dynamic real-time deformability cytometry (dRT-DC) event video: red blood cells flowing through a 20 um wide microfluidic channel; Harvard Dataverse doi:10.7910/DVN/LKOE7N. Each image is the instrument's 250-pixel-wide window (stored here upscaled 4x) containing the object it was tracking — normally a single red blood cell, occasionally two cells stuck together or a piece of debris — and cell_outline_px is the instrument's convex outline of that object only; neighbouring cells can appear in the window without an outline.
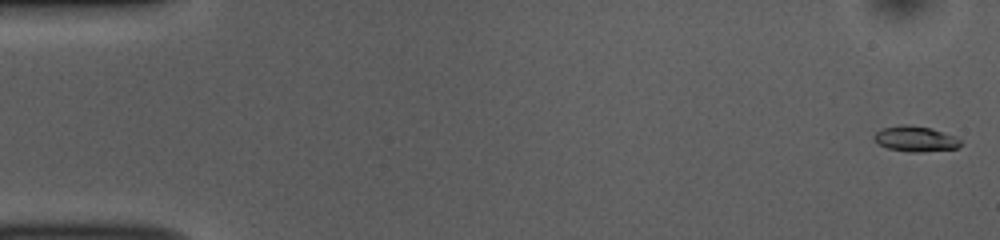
{"species": "common noctule bat (a hibernating species)", "species_latin": "Nyctalus noctula", "temperature_condition": "room temperature", "stored_images_in_passage": 52, "camera_frame_rate_fps": 3000, "um_per_image_px": 0.085, "animal": {"sex": "female", "body_mass_g": 10.0, "forearm_length_mm": 53.1}, "frame": {"image": 1, "passage_image": 1, "time_ms": 0.0, "image_size_px": [1000, 240], "cell_outline_px": [[960, 144], [956, 148], [920, 152], [908, 152], [888, 148], [876, 144], [872, 136], [880, 128], [900, 124], [904, 124], [932, 128], [944, 132], [960, 140]], "centroid_in_image_um": [77.72, 11.79], "position_along_channel_um": 7.3, "area_um2": 12.89}}
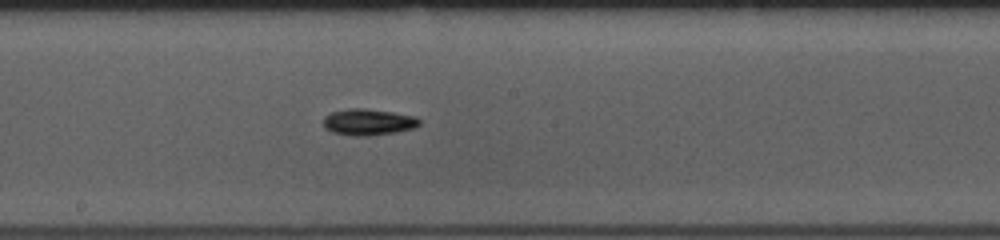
{"frame": {"image": 2, "passage_image": 28, "time_ms": 9.0, "image_size_px": [1000, 240], "cell_outline_px": [[420, 124], [412, 128], [396, 132], [368, 136], [352, 136], [332, 132], [324, 128], [324, 116], [332, 112], [348, 108], [364, 108], [392, 112], [416, 116], [420, 120]], "centroid_in_image_um": [31.29, 10.37], "position_along_channel_um": 216.9, "area_um2": 14.8}}
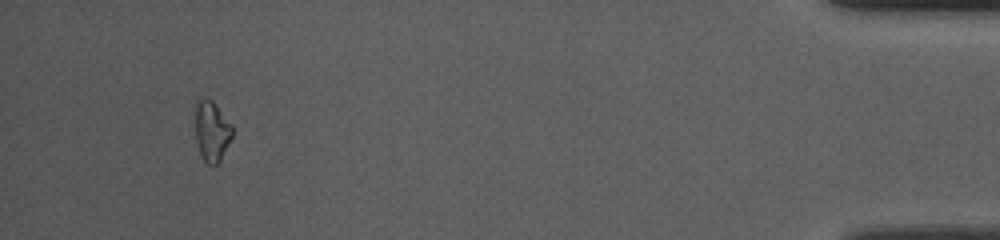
{"frame": {"image": 3, "passage_image": 49, "time_ms": 16.0, "image_size_px": [1000, 240], "cell_outline_px": [[232, 136], [220, 160], [216, 164], [208, 164], [204, 160], [200, 152], [196, 140], [196, 100], [212, 100], [232, 124]], "centroid_in_image_um": [18.01, 11.14], "position_along_channel_um": 417.2, "area_um2": 12.66}, "authors_computed_cell_mechanics": {"area_um2": 12.8894, "velocity_mm_per_s": 3.8594, "shape_relaxation_time_tau1_ms": 1.8932, "shape_relaxation_time_tau2_ms": null, "deformation_change_tau1": 0.1079, "deformation_change_tau2": null}}